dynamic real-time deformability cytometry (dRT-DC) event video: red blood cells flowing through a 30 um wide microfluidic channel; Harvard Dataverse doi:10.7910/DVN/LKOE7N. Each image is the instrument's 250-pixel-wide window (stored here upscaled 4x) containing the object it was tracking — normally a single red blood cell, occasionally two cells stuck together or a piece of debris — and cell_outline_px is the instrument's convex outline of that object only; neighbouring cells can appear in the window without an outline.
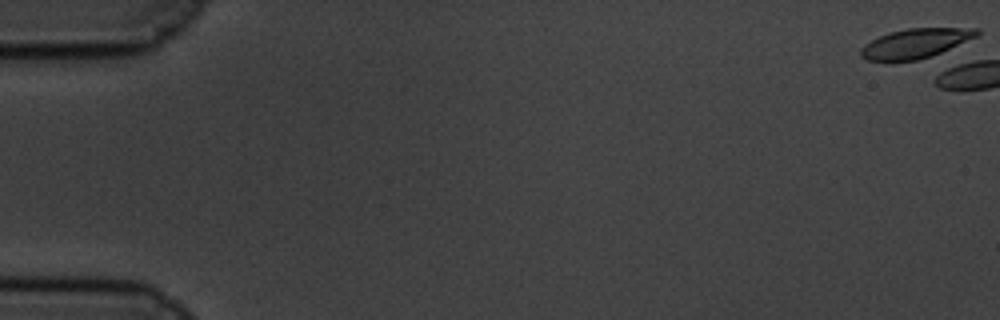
{"species": "common noctule bat (a hibernating species)", "species_latin": "Nyctalus noctula", "temperature_condition": "cold", "stored_images_in_passage": 4, "camera_frame_rate_fps": 3000, "um_per_image_px": 0.085, "animal": {"sex": "male", "body_mass_g": 19.5, "forearm_length_mm": 54.6}, "frame": {"image": 1, "passage_image": 1, "time_ms": 0.0, "image_size_px": [1000, 320], "cell_outline_px": [[980, 36], [932, 56], [916, 60], [868, 60], [860, 56], [860, 48], [864, 44], [880, 36], [892, 32], [908, 28], [980, 28]], "centroid_in_image_um": [77.87, 3.67], "position_along_channel_um": 7.1, "area_um2": 19.88}}